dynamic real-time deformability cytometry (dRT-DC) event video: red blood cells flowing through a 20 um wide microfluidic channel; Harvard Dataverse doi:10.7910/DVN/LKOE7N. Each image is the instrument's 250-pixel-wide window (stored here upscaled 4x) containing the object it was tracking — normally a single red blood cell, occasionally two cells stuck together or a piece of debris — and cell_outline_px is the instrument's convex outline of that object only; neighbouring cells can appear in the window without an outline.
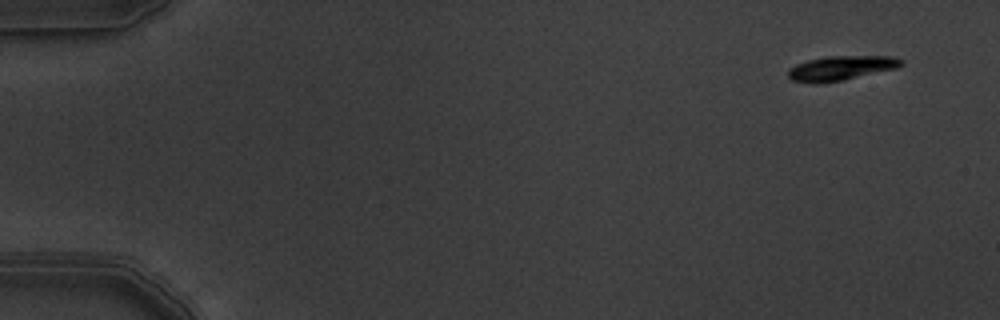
{"species": "common noctule bat (a hibernating species)", "species_latin": "Nyctalus noctula", "temperature_condition": "warm", "stored_images_in_passage": 5, "camera_frame_rate_fps": 3000, "um_per_image_px": 0.085, "animal": {"sex": "male", "body_mass_g": 19.5, "forearm_length_mm": 54.6}, "frame": {"image": 1, "passage_image": 1, "time_ms": 0.0, "image_size_px": [1000, 320], "cell_outline_px": [[904, 64], [896, 68], [844, 80], [816, 84], [812, 84], [792, 80], [788, 76], [788, 68], [796, 64], [808, 60], [828, 56], [892, 56], [904, 60]], "centroid_in_image_um": [71.47, 5.79], "position_along_channel_um": 13.5, "area_um2": 16.24}}
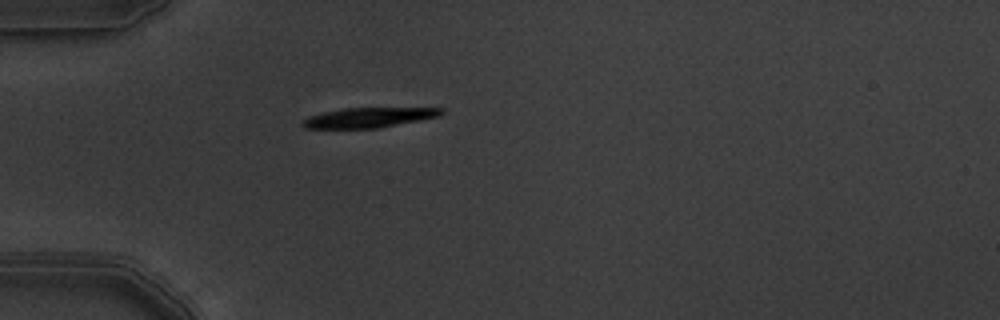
{"frame": {"image": 2, "passage_image": 5, "time_ms": 1.333, "image_size_px": [1000, 320], "cell_outline_px": [[444, 112], [440, 116], [380, 128], [304, 128], [300, 124], [308, 116], [324, 112], [344, 108], [444, 108]], "centroid_in_image_um": [31.35, 9.99], "position_along_channel_um": 53.6, "area_um2": 16.07}}